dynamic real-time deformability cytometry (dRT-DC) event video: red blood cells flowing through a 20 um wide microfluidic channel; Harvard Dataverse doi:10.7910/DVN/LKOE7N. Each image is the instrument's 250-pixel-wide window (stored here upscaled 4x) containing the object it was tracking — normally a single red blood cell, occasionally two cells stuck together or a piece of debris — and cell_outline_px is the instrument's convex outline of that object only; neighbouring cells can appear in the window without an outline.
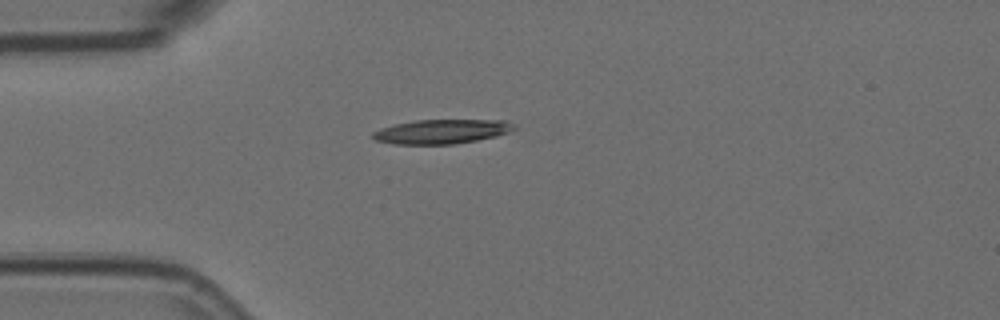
{"species": "Egyptian fruit bat (a non-hibernating species)", "species_latin": "Rousettus aegyptiacus", "temperature_condition": "room temperature", "stored_images_in_passage": 2, "camera_frame_rate_fps": 3000, "um_per_image_px": 0.085, "animal": {"sex": "female"}, "frame": {"image": 1, "passage_image": 1, "time_ms": 0.0, "image_size_px": [1000, 320], "cell_outline_px": [[516, 128], [508, 132], [496, 136], [476, 140], [452, 144], [392, 144], [376, 140], [372, 136], [372, 132], [380, 128], [396, 124], [416, 120], [508, 120], [516, 124]], "centroid_in_image_um": [37.56, 11.17], "position_along_channel_um": 47.4, "area_um2": 20.0}}